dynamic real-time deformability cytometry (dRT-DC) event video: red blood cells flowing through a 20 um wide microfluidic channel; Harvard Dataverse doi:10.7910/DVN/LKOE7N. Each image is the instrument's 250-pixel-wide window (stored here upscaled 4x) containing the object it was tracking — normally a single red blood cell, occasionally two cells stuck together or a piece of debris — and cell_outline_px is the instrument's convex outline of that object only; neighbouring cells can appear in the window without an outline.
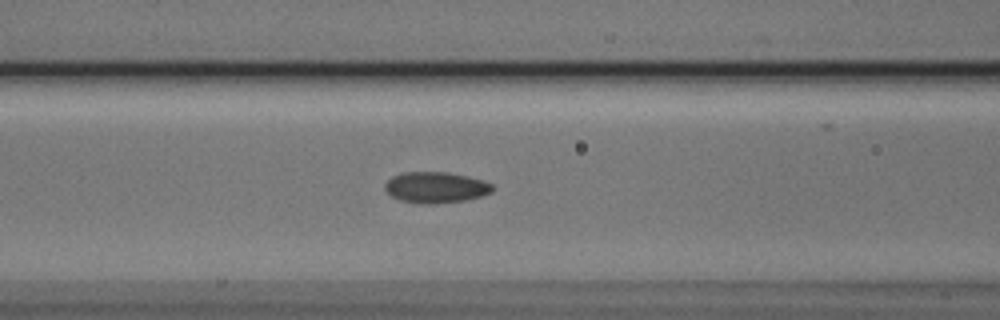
{"species": "Egyptian fruit bat (a non-hibernating species)", "species_latin": "Rousettus aegyptiacus", "temperature_condition": "cold", "stored_images_in_passage": 34, "camera_frame_rate_fps": 3000, "um_per_image_px": 0.085, "animal": {"sex": "male"}, "frame": {"image": 1, "passage_image": 3, "time_ms": 0.667, "image_size_px": [1000, 320], "cell_outline_px": [[492, 192], [480, 196], [464, 200], [432, 204], [420, 204], [400, 200], [392, 196], [384, 188], [384, 184], [392, 176], [404, 172], [448, 172], [468, 176], [484, 180], [492, 184]], "centroid_in_image_um": [37.03, 15.92], "position_along_channel_um": 129.6, "area_um2": 19.42}}
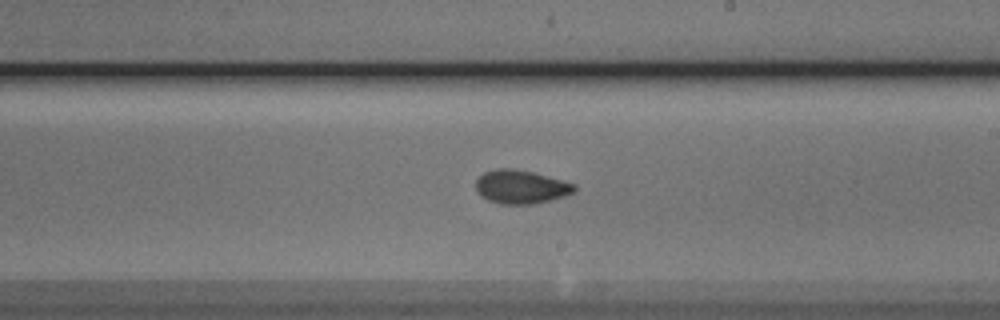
{"frame": {"image": 2, "passage_image": 12, "time_ms": 3.667, "image_size_px": [1000, 320], "cell_outline_px": [[576, 192], [552, 200], [536, 204], [500, 204], [488, 200], [480, 196], [476, 192], [476, 180], [484, 172], [496, 168], [512, 168], [532, 172], [576, 184]], "centroid_in_image_um": [44.27, 15.89], "position_along_channel_um": 244.7, "area_um2": 19.48}}
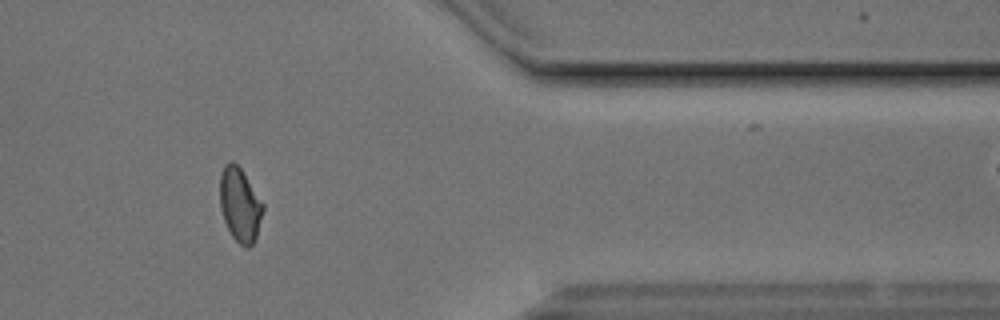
{"frame": {"image": 3, "passage_image": 25, "time_ms": 8.0, "image_size_px": [1000, 320], "cell_outline_px": [[264, 208], [256, 236], [252, 244], [248, 248], [244, 248], [232, 236], [224, 220], [220, 208], [220, 172], [224, 164], [232, 160], [240, 168], [264, 204]], "centroid_in_image_um": [20.38, 17.39], "position_along_channel_um": 391.0, "area_um2": 18.44}}